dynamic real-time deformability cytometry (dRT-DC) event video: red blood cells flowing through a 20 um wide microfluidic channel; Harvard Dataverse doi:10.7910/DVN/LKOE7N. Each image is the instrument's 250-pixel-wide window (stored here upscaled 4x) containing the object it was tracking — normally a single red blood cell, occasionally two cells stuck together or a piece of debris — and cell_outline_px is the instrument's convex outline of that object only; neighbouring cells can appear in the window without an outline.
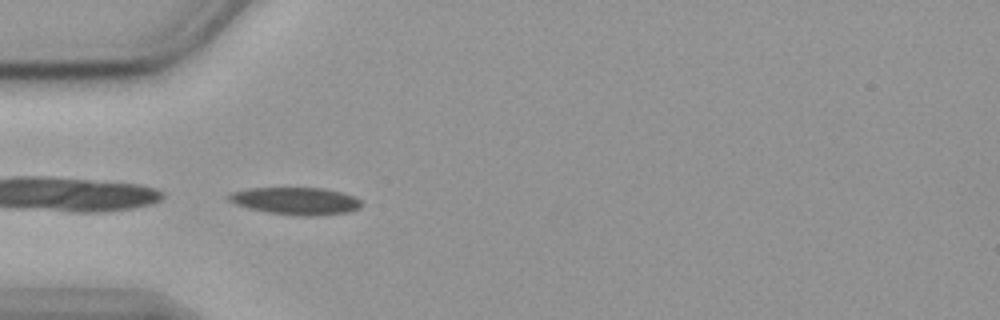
{"species": "common noctule bat (a hibernating species)", "species_latin": "Nyctalus noctula", "temperature_condition": "cold", "stored_images_in_passage": 40, "camera_frame_rate_fps": 3000, "um_per_image_px": 0.085, "animal": {"sex": "female", "body_mass_g": 19.9}, "frame": {"image": 1, "passage_image": 1, "time_ms": 0.0, "image_size_px": [1000, 320], "cell_outline_px": [[360, 208], [348, 212], [312, 216], [296, 216], [268, 212], [248, 208], [236, 204], [228, 200], [224, 196], [232, 192], [248, 188], [324, 188], [340, 192], [352, 196], [360, 200]], "centroid_in_image_um": [25.09, 17.08], "position_along_channel_um": 59.9, "area_um2": 21.1}}
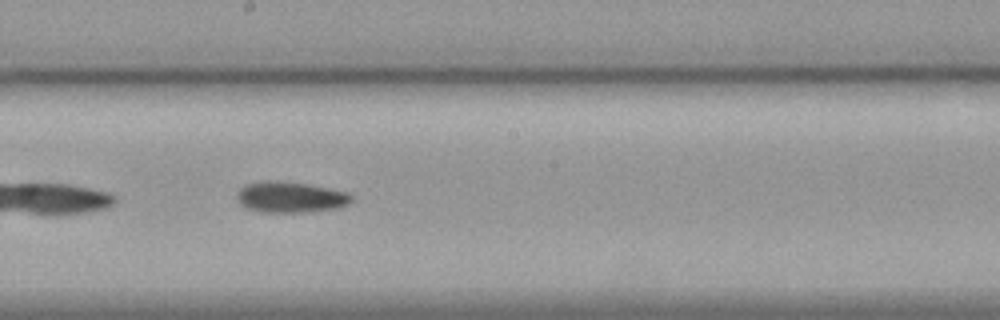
{"frame": {"image": 2, "passage_image": 15, "time_ms": 4.667, "image_size_px": [1000, 320], "cell_outline_px": [[352, 200], [348, 204], [340, 208], [304, 212], [264, 212], [248, 208], [240, 204], [236, 196], [236, 192], [240, 188], [248, 184], [264, 180], [276, 180], [308, 184], [348, 192], [352, 196]], "centroid_in_image_um": [24.69, 16.75], "position_along_channel_um": 223.5, "area_um2": 20.69}}
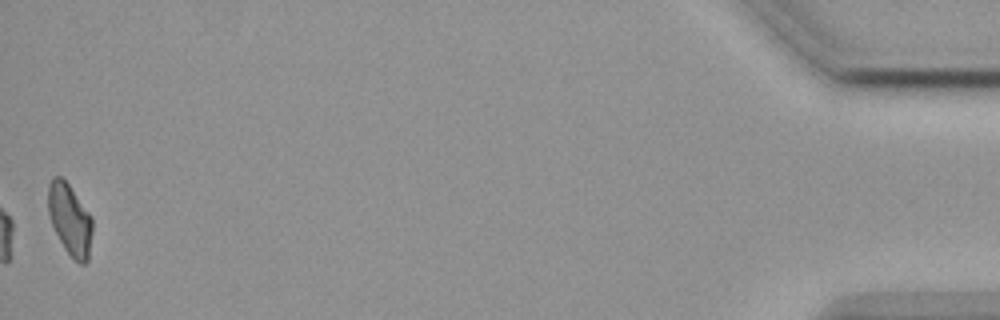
{"frame": {"image": 3, "passage_image": 40, "time_ms": 13.0, "image_size_px": [1000, 320], "cell_outline_px": [[92, 232], [88, 260], [84, 264], [80, 264], [64, 248], [52, 224], [48, 212], [48, 184], [52, 176], [60, 176], [68, 184], [92, 216]], "centroid_in_image_um": [5.94, 18.64], "position_along_channel_um": 429.3, "area_um2": 18.21}, "authors_computed_cell_mechanics": {"area_um2": 19.9121, "velocity_mm_per_s": 3.5755, "shape_relaxation_time_tau1_ms": 5.7426, "shape_relaxation_time_tau2_ms": null, "deformation_change_tau1": 0.1229, "deformation_change_tau2": null}}